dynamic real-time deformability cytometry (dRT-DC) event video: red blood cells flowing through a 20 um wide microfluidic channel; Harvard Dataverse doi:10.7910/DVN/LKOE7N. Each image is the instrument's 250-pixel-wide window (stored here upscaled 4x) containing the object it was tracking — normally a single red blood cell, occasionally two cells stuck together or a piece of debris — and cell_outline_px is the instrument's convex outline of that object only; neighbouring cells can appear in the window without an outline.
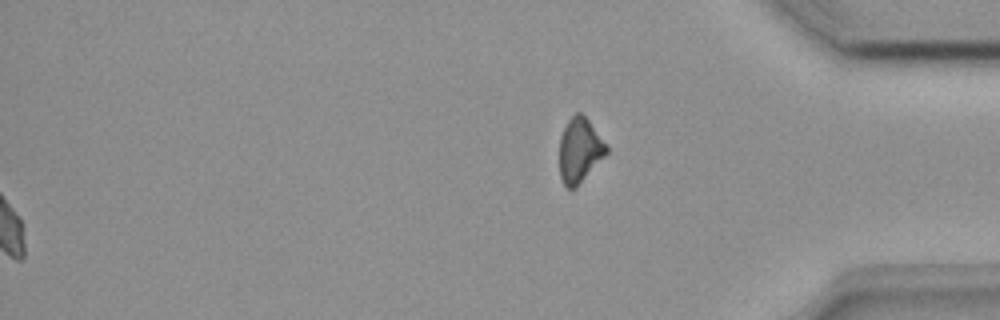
{"species": "common noctule bat (a hibernating species)", "species_latin": "Nyctalus noctula", "temperature_condition": "room temperature", "stored_images_in_passage": 49, "segment_of_instrument_passage": [2, 2], "camera_frame_rate_fps": 3000, "um_per_image_px": 0.085, "animal": {"sex": "female", "body_mass_g": 18.4}, "frame": {"image": 1, "passage_image": 49, "time_ms": 16.0, "image_size_px": [1000, 320], "cell_outline_px": [[608, 152], [576, 188], [568, 188], [564, 184], [560, 176], [560, 136], [568, 120], [576, 112], [580, 112], [588, 120], [608, 144]], "centroid_in_image_um": [49.29, 12.76], "position_along_channel_um": 385.9, "area_um2": 17.63}}